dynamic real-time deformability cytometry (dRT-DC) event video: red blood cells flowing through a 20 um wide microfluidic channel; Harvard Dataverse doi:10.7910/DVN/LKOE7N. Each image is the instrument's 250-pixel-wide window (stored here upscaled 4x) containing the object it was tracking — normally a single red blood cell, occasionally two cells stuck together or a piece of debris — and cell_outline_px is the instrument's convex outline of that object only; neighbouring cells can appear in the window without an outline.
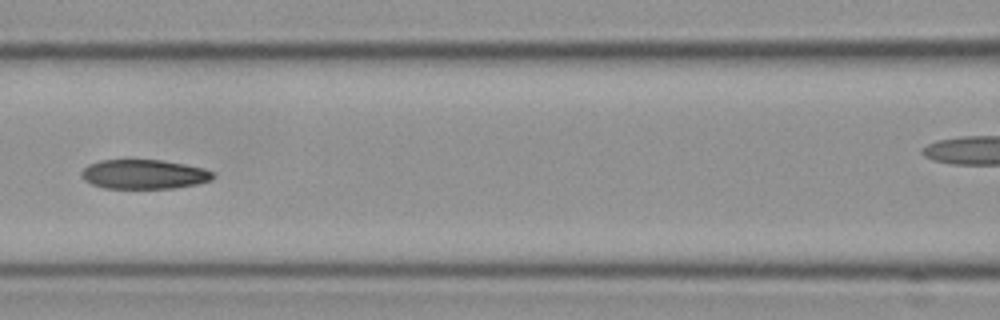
{"species": "Egyptian fruit bat (a non-hibernating species)", "species_latin": "Rousettus aegyptiacus", "temperature_condition": "cold", "stored_images_in_passage": 7, "camera_frame_rate_fps": 3000, "um_per_image_px": 0.085, "frame": {"image": 1, "passage_image": 6, "time_ms": 1.667, "image_size_px": [1000, 320], "cell_outline_px": [[216, 176], [212, 180], [196, 184], [176, 188], [104, 188], [92, 184], [84, 180], [80, 172], [88, 164], [100, 160], [128, 156], [160, 160], [184, 164], [204, 168], [212, 172]], "centroid_in_image_um": [12.19, 14.76], "position_along_channel_um": 154.4, "area_um2": 23.41}}